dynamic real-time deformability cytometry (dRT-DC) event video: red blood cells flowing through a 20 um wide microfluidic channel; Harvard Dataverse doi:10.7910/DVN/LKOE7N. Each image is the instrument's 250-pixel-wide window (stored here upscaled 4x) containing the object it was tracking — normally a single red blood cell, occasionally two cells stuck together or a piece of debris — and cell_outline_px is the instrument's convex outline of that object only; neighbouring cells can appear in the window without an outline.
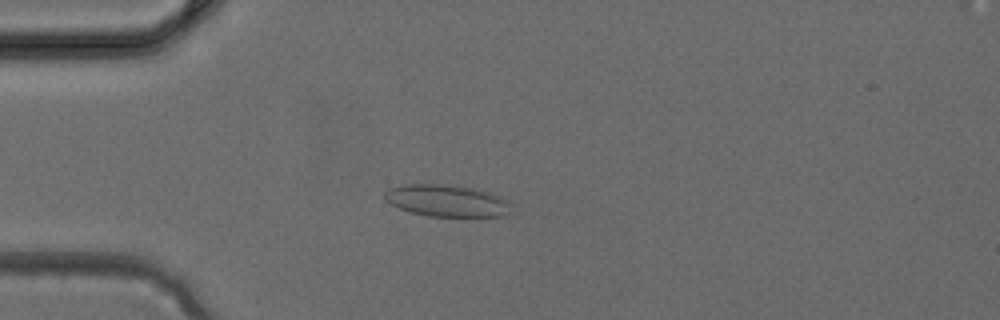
{"species": "common noctule bat (a hibernating species)", "species_latin": "Nyctalus noctula", "temperature_condition": "cold", "stored_images_in_passage": 3, "camera_frame_rate_fps": 3000, "um_per_image_px": 0.085, "animal": {"sex": "female", "body_mass_g": 24.6, "forearm_length_mm": 56.2}, "frame": {"image": 1, "passage_image": 3, "time_ms": 0.667, "image_size_px": [1000, 320], "cell_outline_px": [[512, 204], [508, 216], [472, 220], [428, 216], [412, 212], [400, 208], [384, 200], [384, 192], [388, 188], [404, 184], [460, 184], [492, 192], [508, 200]], "centroid_in_image_um": [38.11, 17.1], "position_along_channel_um": 46.9, "area_um2": 25.2}}